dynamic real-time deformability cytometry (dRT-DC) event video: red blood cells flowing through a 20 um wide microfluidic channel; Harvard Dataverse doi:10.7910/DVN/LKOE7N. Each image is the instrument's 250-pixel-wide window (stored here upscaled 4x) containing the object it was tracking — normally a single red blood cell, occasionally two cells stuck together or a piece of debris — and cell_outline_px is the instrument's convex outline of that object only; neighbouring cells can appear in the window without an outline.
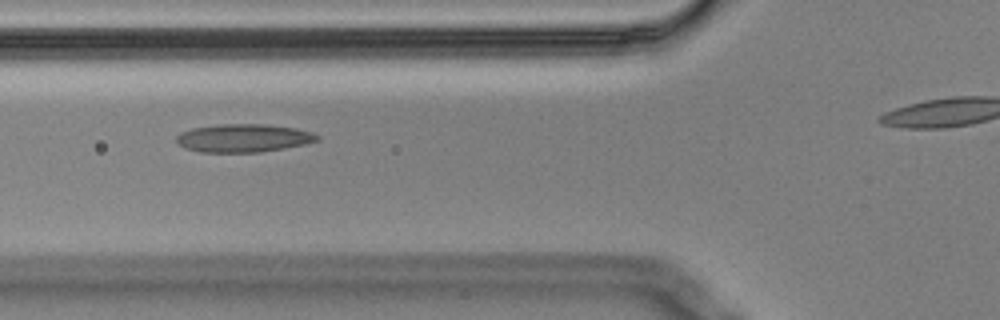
{"species": "Egyptian fruit bat (a non-hibernating species)", "species_latin": "Rousettus aegyptiacus", "temperature_condition": "cold", "stored_images_in_passage": 7, "segment_of_instrument_passage": [1, 2], "camera_frame_rate_fps": 3000, "um_per_image_px": 0.085, "animal": {"sex": "male"}, "frame": {"image": 1, "passage_image": 5, "time_ms": 1.333, "image_size_px": [1000, 320], "cell_outline_px": [[320, 140], [304, 144], [284, 148], [260, 152], [200, 152], [184, 148], [176, 140], [176, 136], [180, 132], [192, 128], [220, 124], [264, 124], [296, 128], [312, 132], [320, 136]], "centroid_in_image_um": [20.7, 11.73], "position_along_channel_um": 105.1, "area_um2": 23.12}}
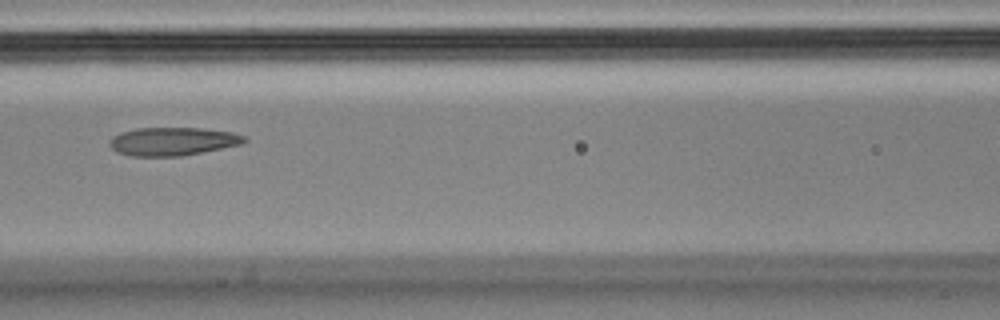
{"frame": {"image": 2, "passage_image": 6, "time_ms": 1.667, "image_size_px": [1000, 320], "cell_outline_px": [[248, 140], [244, 144], [180, 156], [128, 156], [116, 152], [108, 144], [112, 136], [120, 132], [136, 128], [200, 128], [232, 132], [244, 136]], "centroid_in_image_um": [14.66, 12.02], "position_along_channel_um": 151.9, "area_um2": 22.31}}